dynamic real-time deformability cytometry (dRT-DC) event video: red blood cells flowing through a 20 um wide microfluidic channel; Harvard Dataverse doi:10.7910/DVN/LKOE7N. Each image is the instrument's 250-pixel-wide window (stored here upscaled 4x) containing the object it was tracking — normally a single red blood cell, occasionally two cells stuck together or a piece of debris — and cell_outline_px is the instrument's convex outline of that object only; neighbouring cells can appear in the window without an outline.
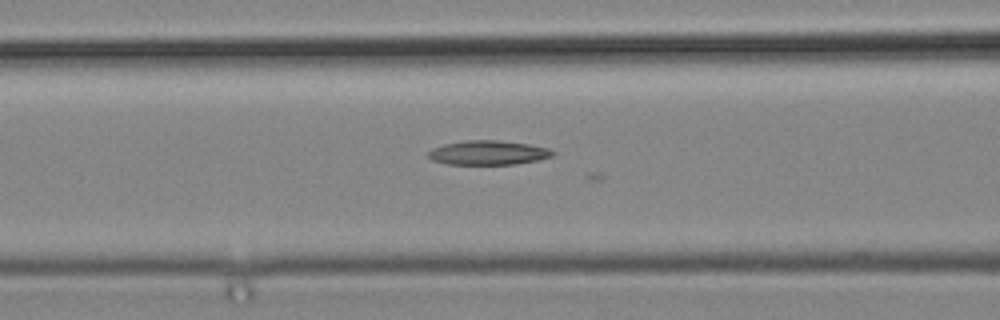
{"species": "common noctule bat (a hibernating species)", "species_latin": "Nyctalus noctula", "temperature_condition": "cold", "stored_images_in_passage": 12, "camera_frame_rate_fps": 3000, "um_per_image_px": 0.085, "animal": {"sex": "male", "body_mass_g": 19.2, "forearm_length_mm": 51.8}, "frame": {"image": 1, "passage_image": 4, "time_ms": 1.0, "image_size_px": [1000, 320], "cell_outline_px": [[556, 152], [552, 156], [536, 160], [516, 164], [448, 164], [432, 160], [428, 156], [428, 152], [432, 148], [444, 144], [468, 140], [500, 140], [528, 144], [548, 148]], "centroid_in_image_um": [41.49, 12.97], "position_along_channel_um": 125.1, "area_um2": 17.51}}
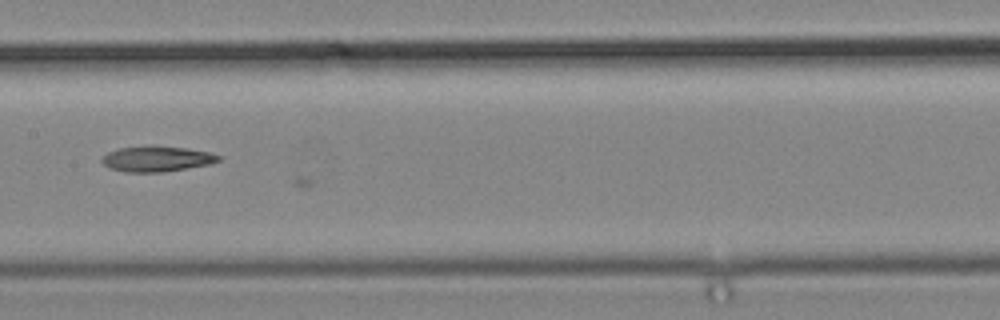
{"frame": {"image": 2, "passage_image": 9, "time_ms": 2.667, "image_size_px": [1000, 320], "cell_outline_px": [[224, 156], [220, 160], [212, 164], [160, 172], [124, 172], [108, 168], [100, 160], [108, 152], [120, 148], [188, 148], [212, 152]], "centroid_in_image_um": [13.39, 13.54], "position_along_channel_um": 194.0, "area_um2": 16.82}}